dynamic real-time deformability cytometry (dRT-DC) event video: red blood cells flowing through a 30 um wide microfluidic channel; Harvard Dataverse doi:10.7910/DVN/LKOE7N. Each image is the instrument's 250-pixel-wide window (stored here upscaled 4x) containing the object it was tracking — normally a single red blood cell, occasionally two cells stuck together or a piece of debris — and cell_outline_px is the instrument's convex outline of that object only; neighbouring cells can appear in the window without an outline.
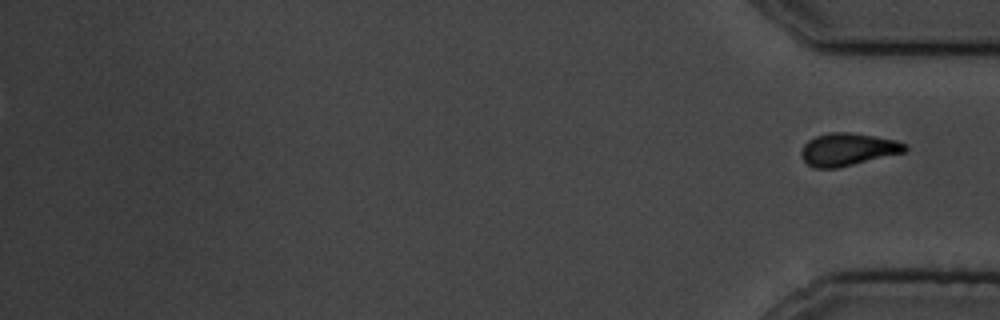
{"species": "common noctule bat (a hibernating species)", "species_latin": "Nyctalus noctula", "temperature_condition": "cold", "stored_images_in_passage": 14, "camera_frame_rate_fps": 3000, "um_per_image_px": 0.085, "animal": {"sex": "male", "body_mass_g": 19.5, "forearm_length_mm": 54.6}, "frame": {"image": 1, "passage_image": 14, "time_ms": 16.333, "image_size_px": [1000, 320], "cell_outline_px": [[908, 148], [904, 152], [836, 168], [816, 168], [808, 164], [804, 160], [800, 152], [804, 144], [808, 140], [816, 136], [828, 132], [848, 132], [876, 136], [896, 140], [904, 144]], "centroid_in_image_um": [72.04, 12.68], "position_along_channel_um": 363.2, "area_um2": 19.48}}